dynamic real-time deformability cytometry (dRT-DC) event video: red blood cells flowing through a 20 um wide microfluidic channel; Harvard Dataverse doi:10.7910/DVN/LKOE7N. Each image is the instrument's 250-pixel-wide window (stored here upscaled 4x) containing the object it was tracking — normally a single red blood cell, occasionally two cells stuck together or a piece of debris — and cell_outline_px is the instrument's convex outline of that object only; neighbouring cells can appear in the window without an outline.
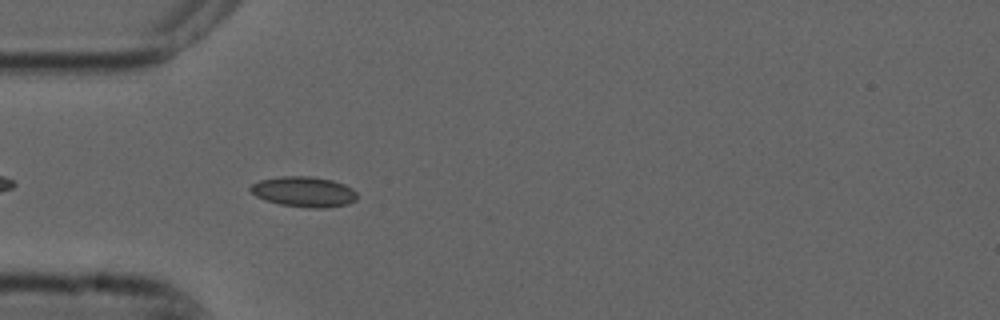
{"species": "common noctule bat (a hibernating species)", "species_latin": "Nyctalus noctula", "temperature_condition": "cold", "stored_images_in_passage": 5, "camera_frame_rate_fps": 3000, "um_per_image_px": 0.085, "animal": {"sex": "male", "forearm_length_mm": 52.5}, "frame": {"image": 1, "passage_image": 5, "time_ms": 1.333, "image_size_px": [1000, 320], "cell_outline_px": [[356, 200], [348, 204], [324, 208], [308, 208], [280, 204], [264, 200], [256, 196], [248, 188], [252, 184], [260, 180], [280, 176], [312, 176], [332, 180], [344, 184], [352, 188], [356, 192]], "centroid_in_image_um": [25.83, 16.3], "position_along_channel_um": 59.2, "area_um2": 18.96}}